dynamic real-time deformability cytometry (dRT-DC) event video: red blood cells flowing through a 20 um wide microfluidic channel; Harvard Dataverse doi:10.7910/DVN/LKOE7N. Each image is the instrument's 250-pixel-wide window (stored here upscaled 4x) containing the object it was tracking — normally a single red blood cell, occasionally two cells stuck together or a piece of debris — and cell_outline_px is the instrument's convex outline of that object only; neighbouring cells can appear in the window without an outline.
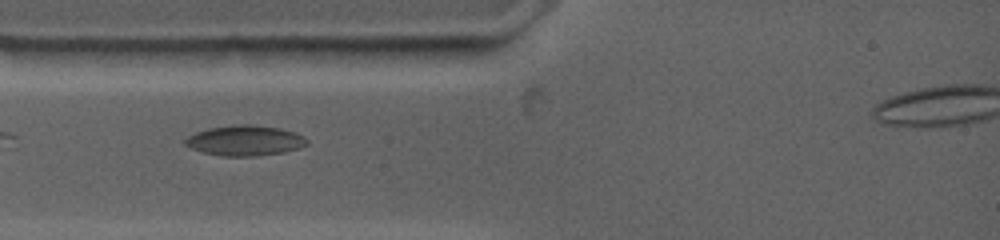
{"species": "common noctule bat (a hibernating species)", "species_latin": "Nyctalus noctula", "temperature_condition": "warm", "stored_images_in_passage": 9, "camera_frame_rate_fps": 4500, "um_per_image_px": 0.085, "animal": {"sex": "female", "body_mass_g": 19.0, "forearm_length_mm": 53.3}, "frame": {"image": 1, "passage_image": 2, "time_ms": 0.889, "image_size_px": [1000, 240], "cell_outline_px": [[308, 144], [284, 152], [252, 156], [224, 156], [204, 152], [192, 148], [184, 144], [184, 140], [188, 136], [196, 132], [208, 128], [232, 124], [248, 124], [280, 128], [296, 132], [304, 136], [308, 140]], "centroid_in_image_um": [20.82, 11.93], "position_along_channel_um": 64.2, "area_um2": 21.44}}
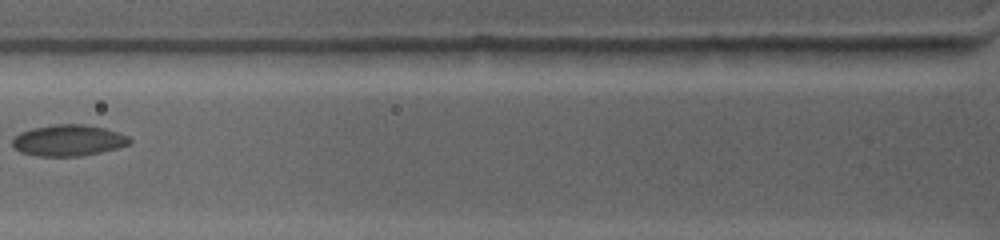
{"frame": {"image": 2, "passage_image": 4, "time_ms": 2.444, "image_size_px": [1000, 240], "cell_outline_px": [[132, 144], [100, 152], [80, 156], [36, 156], [20, 152], [12, 148], [12, 136], [20, 132], [32, 128], [56, 124], [84, 124], [104, 128], [128, 136], [132, 140]], "centroid_in_image_um": [5.77, 11.93], "position_along_channel_um": 120.0, "area_um2": 21.5}}
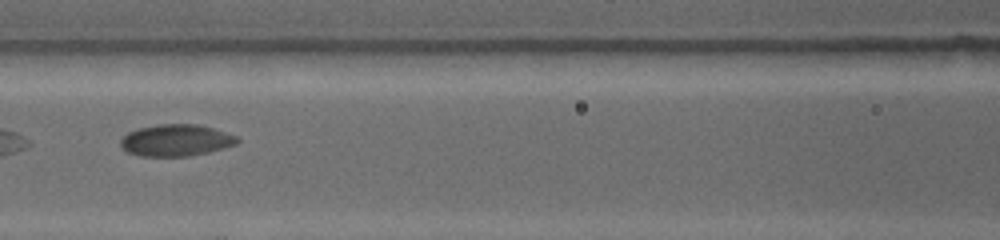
{"frame": {"image": 3, "passage_image": 6, "time_ms": 3.333, "image_size_px": [1000, 240], "cell_outline_px": [[240, 140], [236, 144], [224, 148], [208, 152], [188, 156], [140, 156], [128, 152], [120, 144], [120, 140], [128, 132], [140, 128], [156, 124], [196, 124], [212, 128], [236, 136]], "centroid_in_image_um": [14.96, 11.92], "position_along_channel_um": 151.6, "area_um2": 21.39}}